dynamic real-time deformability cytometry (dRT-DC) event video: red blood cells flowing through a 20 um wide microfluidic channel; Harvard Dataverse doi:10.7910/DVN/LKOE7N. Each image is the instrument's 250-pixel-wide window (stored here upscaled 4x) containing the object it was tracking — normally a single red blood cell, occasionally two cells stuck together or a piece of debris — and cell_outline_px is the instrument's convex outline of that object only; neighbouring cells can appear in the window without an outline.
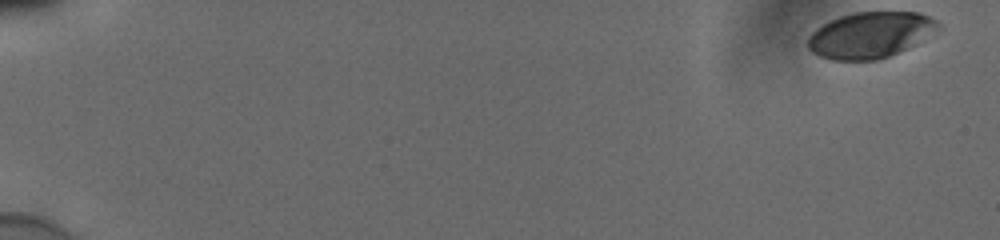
{"species": "human", "species_latin": "Homo sapiens", "temperature_condition": "cold", "stored_images_in_passage": 55, "camera_frame_rate_fps": 3000, "um_per_image_px": 0.085, "donor": {"sex": "male"}, "frame": {"image": 1, "passage_image": 1, "time_ms": 0.0, "image_size_px": [1000, 240], "cell_outline_px": [[940, 28], [912, 44], [888, 56], [876, 60], [832, 60], [820, 56], [812, 52], [808, 48], [808, 36], [816, 28], [840, 16], [856, 12], [920, 12], [936, 20], [940, 24]], "centroid_in_image_um": [73.93, 2.96], "position_along_channel_um": 11.1, "area_um2": 34.33}}
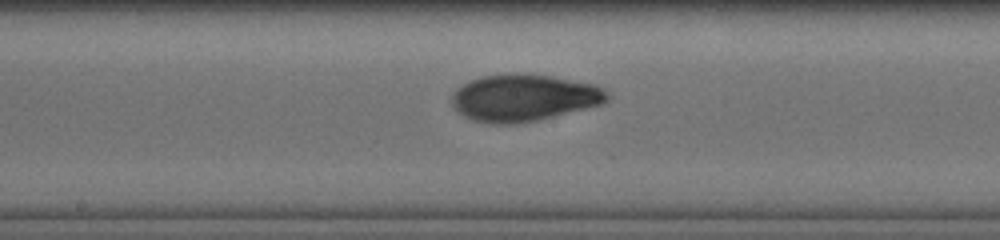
{"frame": {"image": 2, "passage_image": 31, "time_ms": 10.0, "image_size_px": [1000, 240], "cell_outline_px": [[608, 100], [600, 104], [536, 120], [516, 124], [488, 124], [472, 120], [464, 116], [452, 104], [452, 92], [456, 88], [472, 80], [484, 76], [516, 72], [520, 72], [552, 76], [592, 84], [604, 88], [608, 96]], "centroid_in_image_um": [44.48, 8.3], "position_along_channel_um": 203.7, "area_um2": 42.25}}
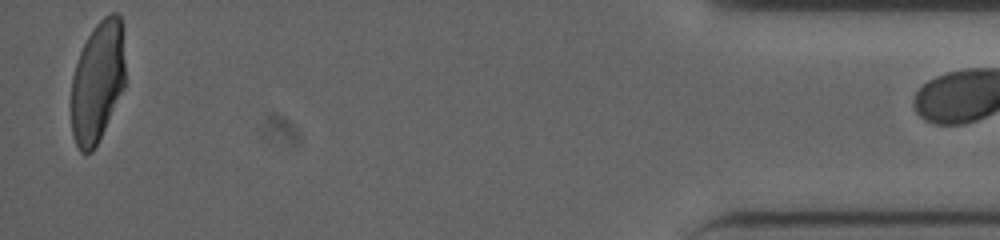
{"frame": {"image": 3, "passage_image": 54, "time_ms": 17.667, "image_size_px": [1000, 240], "cell_outline_px": [[124, 88], [92, 152], [80, 152], [72, 136], [72, 76], [80, 52], [88, 36], [96, 24], [104, 16], [112, 12], [116, 12], [120, 16], [124, 60]], "centroid_in_image_um": [8.28, 6.94], "position_along_channel_um": 426.9, "area_um2": 37.45}}